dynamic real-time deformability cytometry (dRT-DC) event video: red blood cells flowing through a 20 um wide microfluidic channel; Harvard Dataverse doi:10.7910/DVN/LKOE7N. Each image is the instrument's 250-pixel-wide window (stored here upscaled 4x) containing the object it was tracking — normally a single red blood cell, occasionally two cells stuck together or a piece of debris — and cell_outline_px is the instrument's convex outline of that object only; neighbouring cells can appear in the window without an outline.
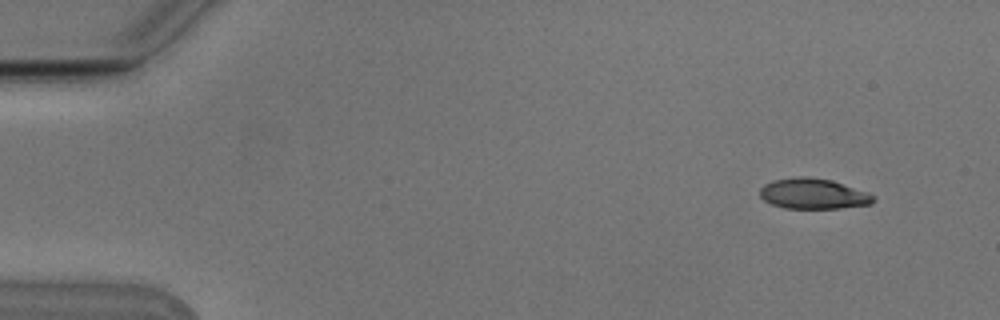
{"species": "Egyptian fruit bat (a non-hibernating species)", "species_latin": "Rousettus aegyptiacus", "temperature_condition": "cold", "stored_images_in_passage": 5, "camera_frame_rate_fps": 3000, "um_per_image_px": 0.085, "animal": {"sex": "male"}, "frame": {"image": 1, "passage_image": 1, "time_ms": 0.0, "image_size_px": [1000, 320], "cell_outline_px": [[876, 200], [872, 204], [840, 208], [784, 208], [772, 204], [764, 200], [760, 196], [760, 188], [764, 184], [772, 180], [796, 176], [804, 176], [832, 180], [868, 192], [876, 196]], "centroid_in_image_um": [69.14, 16.46], "position_along_channel_um": 15.9, "area_um2": 20.35}}